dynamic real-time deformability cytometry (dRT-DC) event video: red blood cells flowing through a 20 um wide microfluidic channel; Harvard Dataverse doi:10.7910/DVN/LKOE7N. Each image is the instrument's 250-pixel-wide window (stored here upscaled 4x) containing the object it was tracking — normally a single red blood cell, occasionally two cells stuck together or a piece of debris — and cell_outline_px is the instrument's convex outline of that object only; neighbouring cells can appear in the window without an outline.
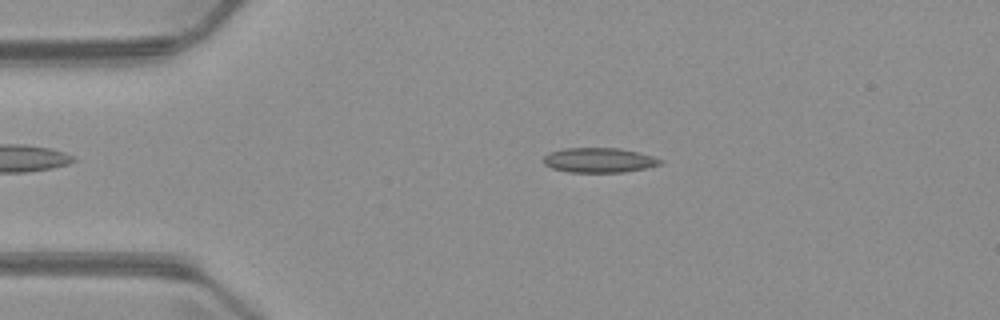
{"species": "common noctule bat (a hibernating species)", "species_latin": "Nyctalus noctula", "temperature_condition": "warm", "stored_images_in_passage": 3, "camera_frame_rate_fps": 3000, "um_per_image_px": 0.085, "animal": {"sex": "male", "body_mass_g": 23.1, "forearm_length_mm": 52.7}, "frame": {"image": 1, "passage_image": 2, "time_ms": 1.333, "image_size_px": [1000, 320], "cell_outline_px": [[664, 164], [648, 168], [624, 172], [568, 172], [552, 168], [544, 164], [544, 156], [548, 152], [564, 148], [620, 148], [640, 152], [664, 160]], "centroid_in_image_um": [50.97, 13.61], "position_along_channel_um": 34.0, "area_um2": 17.11}}